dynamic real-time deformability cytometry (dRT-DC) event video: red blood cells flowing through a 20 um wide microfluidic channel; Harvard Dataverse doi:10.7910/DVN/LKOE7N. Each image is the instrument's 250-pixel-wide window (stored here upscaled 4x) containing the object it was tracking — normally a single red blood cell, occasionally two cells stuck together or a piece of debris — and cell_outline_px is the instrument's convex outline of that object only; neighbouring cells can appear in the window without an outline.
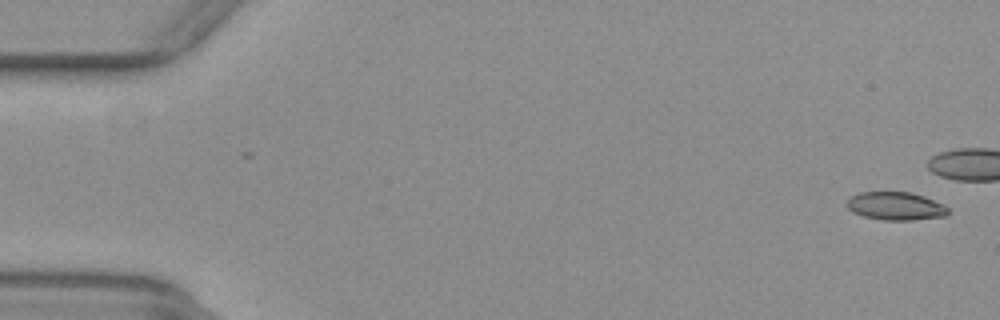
{"species": "common noctule bat (a hibernating species)", "species_latin": "Nyctalus noctula", "temperature_condition": "warm", "stored_images_in_passage": 26, "camera_frame_rate_fps": 3000, "um_per_image_px": 0.085, "animal": {"sex": "female", "body_mass_g": 29.2, "forearm_length_mm": 56.3}, "frame": {"image": 1, "passage_image": 1, "time_ms": 0.0, "image_size_px": [1000, 320], "cell_outline_px": [[948, 212], [944, 216], [912, 220], [884, 220], [864, 216], [852, 212], [848, 208], [848, 200], [852, 196], [860, 192], [912, 192], [924, 196], [944, 204], [948, 208]], "centroid_in_image_um": [76.15, 17.51], "position_along_channel_um": 8.9, "area_um2": 16.47}}
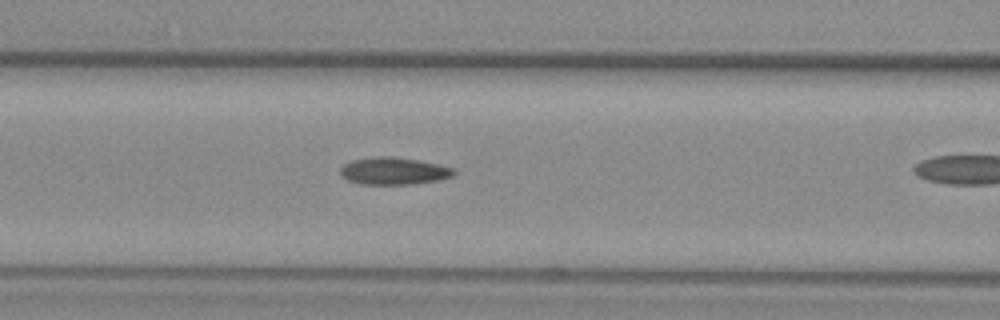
{"frame": {"image": 2, "passage_image": 22, "time_ms": 7.0, "image_size_px": [1000, 320], "cell_outline_px": [[456, 172], [452, 176], [440, 180], [412, 184], [360, 184], [348, 180], [340, 176], [340, 168], [344, 164], [352, 160], [376, 156], [388, 156], [416, 160], [440, 164], [452, 168]], "centroid_in_image_um": [33.44, 14.54], "position_along_channel_um": 133.2, "area_um2": 18.03}}